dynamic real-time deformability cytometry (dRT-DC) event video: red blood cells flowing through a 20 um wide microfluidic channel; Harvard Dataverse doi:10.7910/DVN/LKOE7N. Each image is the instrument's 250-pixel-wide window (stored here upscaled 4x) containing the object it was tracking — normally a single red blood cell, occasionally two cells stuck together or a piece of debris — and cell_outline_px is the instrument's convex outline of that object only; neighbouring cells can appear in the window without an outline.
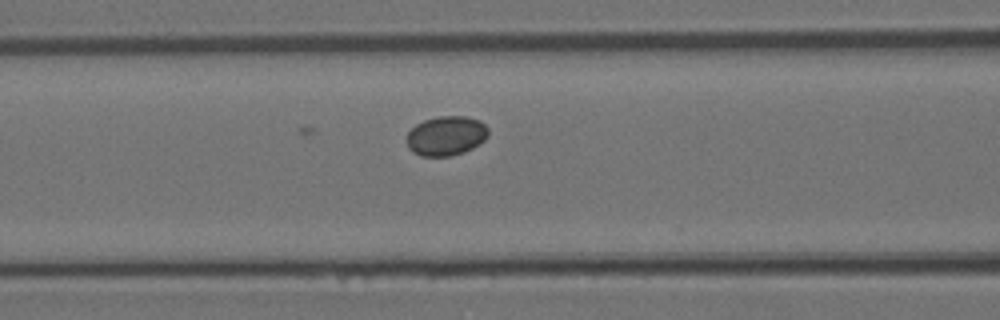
{"species": "Egyptian fruit bat (a non-hibernating species)", "species_latin": "Rousettus aegyptiacus", "temperature_condition": "room temperature", "stored_images_in_passage": 9, "camera_frame_rate_fps": 3000, "um_per_image_px": 0.085, "animal": {"sex": "female"}, "frame": {"image": 1, "passage_image": 6, "time_ms": 1.667, "image_size_px": [1000, 320], "cell_outline_px": [[488, 136], [484, 140], [472, 148], [464, 152], [452, 156], [420, 156], [412, 152], [408, 148], [404, 136], [416, 124], [424, 120], [440, 116], [464, 116], [480, 120], [488, 128]], "centroid_in_image_um": [37.89, 11.55], "position_along_channel_um": 128.7, "area_um2": 19.02}}